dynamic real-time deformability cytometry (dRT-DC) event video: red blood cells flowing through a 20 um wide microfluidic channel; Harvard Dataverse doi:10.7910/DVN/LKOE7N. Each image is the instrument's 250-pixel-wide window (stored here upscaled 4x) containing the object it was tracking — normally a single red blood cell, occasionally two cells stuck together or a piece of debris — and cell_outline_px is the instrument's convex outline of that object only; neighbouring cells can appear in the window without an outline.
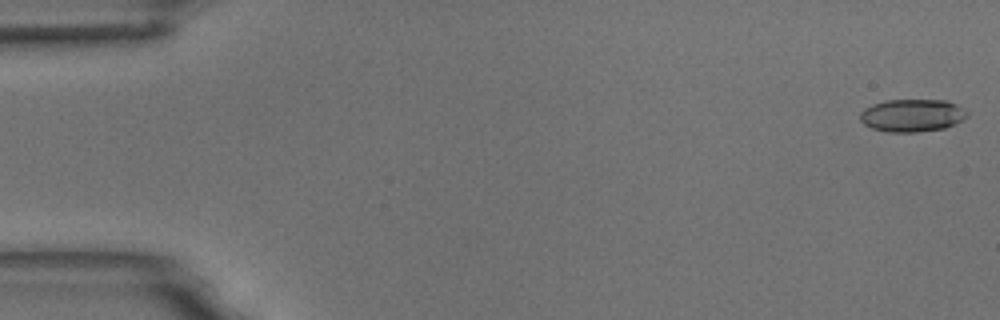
{"species": "common noctule bat (a hibernating species)", "species_latin": "Nyctalus noctula", "temperature_condition": "room temperature", "stored_images_in_passage": 54, "camera_frame_rate_fps": 3000, "um_per_image_px": 0.085, "animal": {"sex": "male", "body_mass_g": 18.8}, "frame": {"image": 1, "passage_image": 1, "time_ms": 0.0, "image_size_px": [1000, 320], "cell_outline_px": [[968, 116], [944, 128], [916, 132], [888, 132], [872, 128], [864, 124], [860, 120], [860, 112], [864, 108], [872, 104], [884, 100], [944, 100], [956, 104], [968, 112]], "centroid_in_image_um": [77.49, 9.8], "position_along_channel_um": 7.5, "area_um2": 20.29}}
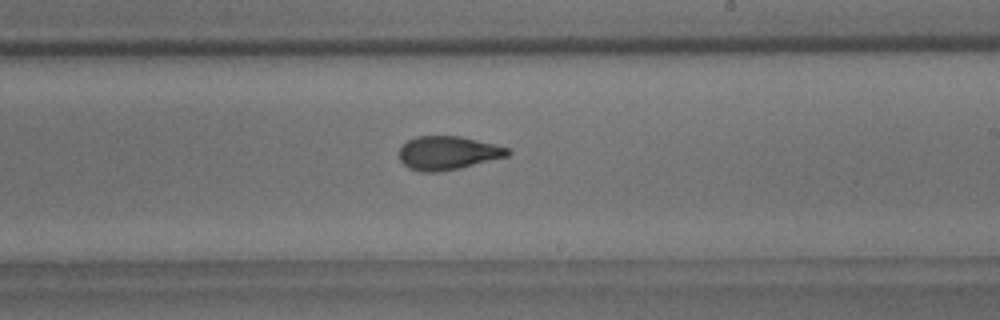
{"frame": {"image": 2, "passage_image": 32, "time_ms": 10.333, "image_size_px": [1000, 320], "cell_outline_px": [[512, 152], [508, 156], [460, 168], [440, 172], [420, 172], [408, 168], [400, 160], [400, 148], [408, 140], [416, 136], [460, 136], [508, 148]], "centroid_in_image_um": [38.05, 13.01], "position_along_channel_um": 250.9, "area_um2": 21.15}}
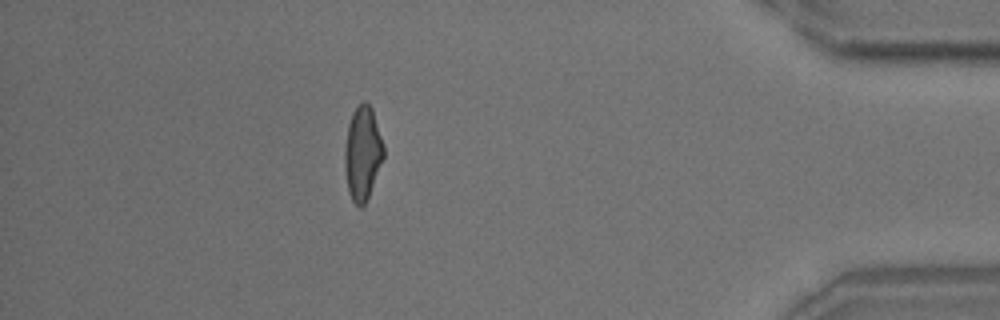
{"frame": {"image": 3, "passage_image": 48, "time_ms": 15.667, "image_size_px": [1000, 320], "cell_outline_px": [[384, 156], [368, 200], [360, 208], [352, 200], [348, 192], [344, 168], [344, 148], [348, 124], [352, 112], [364, 100], [372, 108], [384, 144]], "centroid_in_image_um": [30.81, 13.04], "position_along_channel_um": 404.4, "area_um2": 21.56}, "authors_computed_cell_mechanics": {"area_um2": 21.1259, "velocity_mm_per_s": 3.7254, "shape_relaxation_time_tau1_ms": 5.0576, "shape_relaxation_time_tau2_ms": 1.659, "deformation_change_tau1": 0.1639, "deformation_change_tau2": 0.0907}}